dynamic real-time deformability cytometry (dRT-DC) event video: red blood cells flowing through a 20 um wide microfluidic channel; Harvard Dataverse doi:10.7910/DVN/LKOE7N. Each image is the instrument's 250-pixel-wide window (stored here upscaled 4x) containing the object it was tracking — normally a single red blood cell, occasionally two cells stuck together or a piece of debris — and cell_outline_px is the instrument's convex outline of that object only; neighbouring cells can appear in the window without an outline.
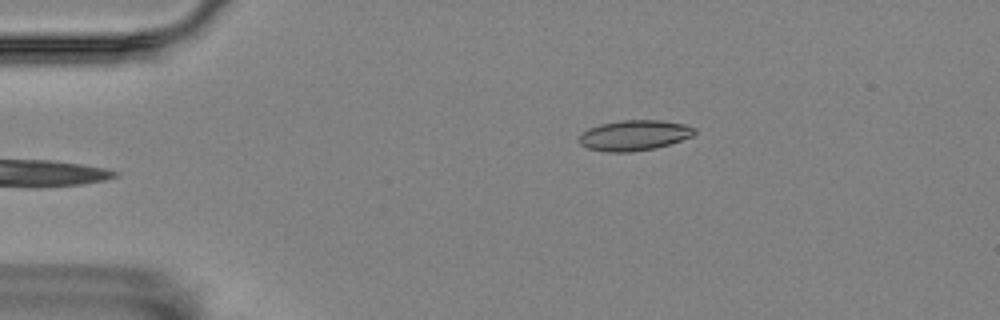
{"species": "Egyptian fruit bat (a non-hibernating species)", "species_latin": "Rousettus aegyptiacus", "temperature_condition": "room temperature", "stored_images_in_passage": 41, "camera_frame_rate_fps": 3000, "um_per_image_px": 0.085, "animal": {"sex": "female"}, "frame": {"image": 1, "passage_image": 3, "time_ms": 0.667, "image_size_px": [1000, 320], "cell_outline_px": [[696, 132], [692, 136], [656, 148], [628, 152], [608, 152], [588, 148], [580, 144], [580, 136], [588, 128], [600, 124], [624, 120], [660, 120], [684, 124], [696, 128]], "centroid_in_image_um": [53.92, 11.5], "position_along_channel_um": 31.1, "area_um2": 20.23}}
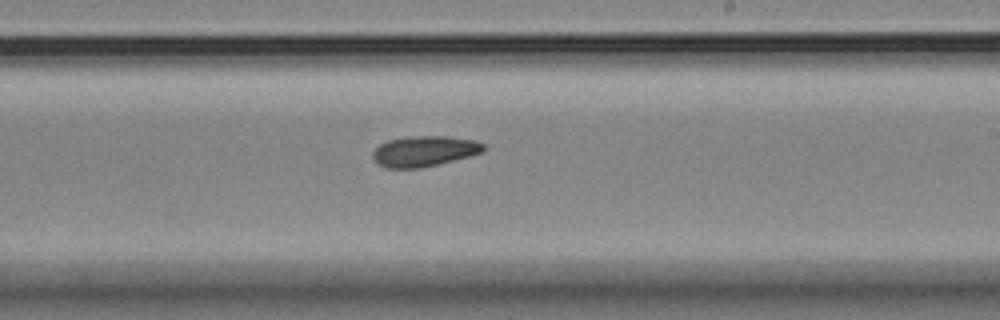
{"frame": {"image": 2, "passage_image": 26, "time_ms": 8.333, "image_size_px": [1000, 320], "cell_outline_px": [[484, 152], [420, 168], [384, 168], [376, 164], [372, 156], [372, 152], [380, 144], [388, 140], [412, 136], [448, 136], [472, 140], [484, 144]], "centroid_in_image_um": [36.01, 12.85], "position_along_channel_um": 253.0, "area_um2": 19.59}}
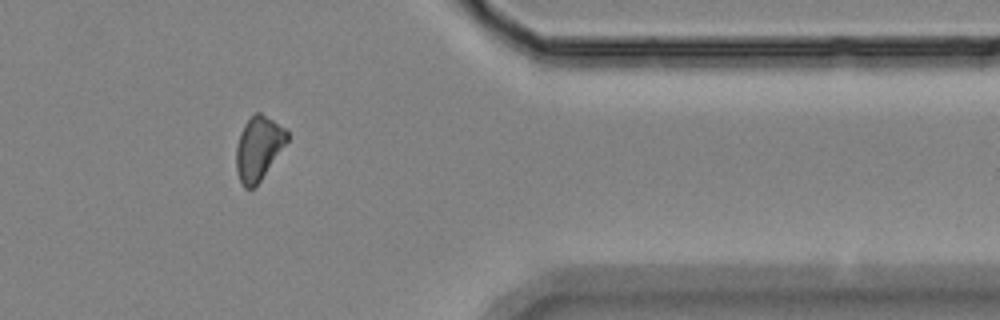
{"frame": {"image": 3, "passage_image": 39, "time_ms": 12.667, "image_size_px": [1000, 320], "cell_outline_px": [[288, 140], [260, 180], [252, 188], [244, 188], [236, 172], [236, 148], [240, 132], [244, 124], [256, 112], [260, 112], [288, 128]], "centroid_in_image_um": [21.97, 12.56], "position_along_channel_um": 389.4, "area_um2": 18.79}}